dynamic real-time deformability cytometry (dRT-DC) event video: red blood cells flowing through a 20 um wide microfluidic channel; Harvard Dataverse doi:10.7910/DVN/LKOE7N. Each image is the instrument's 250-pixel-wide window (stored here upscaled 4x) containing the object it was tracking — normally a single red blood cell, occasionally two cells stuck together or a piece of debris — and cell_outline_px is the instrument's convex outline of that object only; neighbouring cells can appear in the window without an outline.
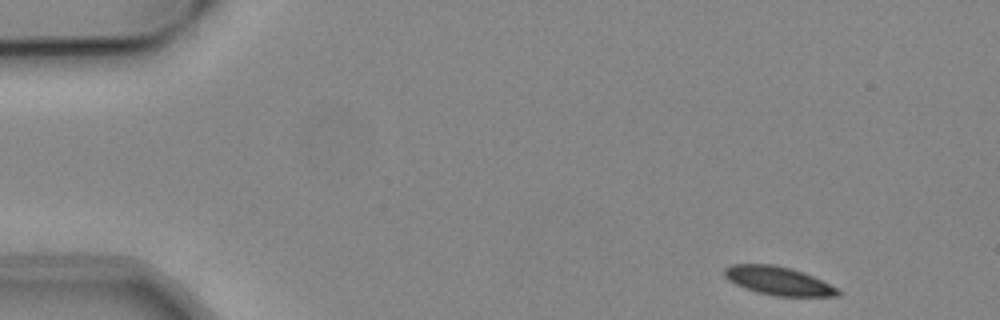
{"species": "common noctule bat (a hibernating species)", "species_latin": "Nyctalus noctula", "temperature_condition": "cold", "stored_images_in_passage": 51, "camera_frame_rate_fps": 3000, "um_per_image_px": 0.085, "animal": {"sex": "male", "body_mass_g": 19.2, "forearm_length_mm": 51.8}, "frame": {"image": 1, "passage_image": 1, "time_ms": 0.0, "image_size_px": [1000, 320], "cell_outline_px": [[840, 296], [776, 296], [756, 292], [744, 288], [728, 280], [724, 276], [724, 268], [732, 264], [772, 264], [792, 268], [804, 272], [840, 288]], "centroid_in_image_um": [66.18, 23.87], "position_along_channel_um": 18.8, "area_um2": 19.02}}
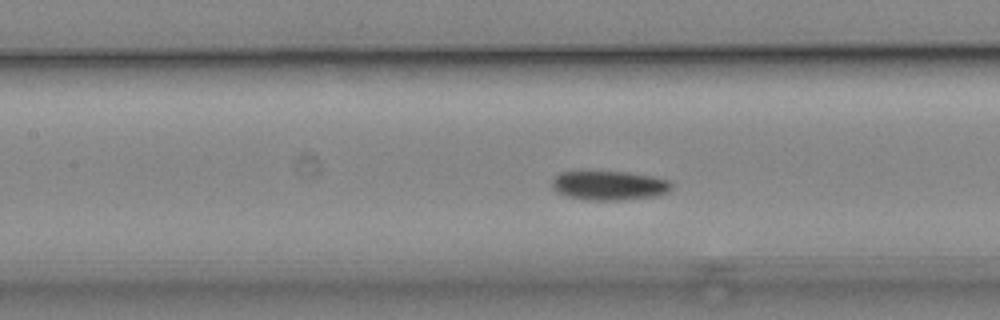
{"frame": {"image": 2, "passage_image": 20, "time_ms": 6.333, "image_size_px": [1000, 320], "cell_outline_px": [[672, 188], [656, 196], [620, 200], [584, 200], [568, 196], [556, 192], [552, 188], [552, 180], [560, 172], [628, 172], [652, 176], [668, 180], [672, 184]], "centroid_in_image_um": [51.76, 15.77], "position_along_channel_um": 155.6, "area_um2": 20.23}}
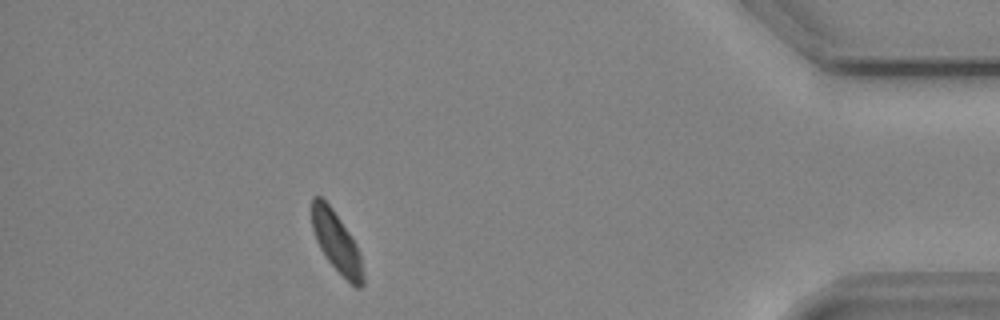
{"frame": {"image": 3, "passage_image": 44, "time_ms": 14.333, "image_size_px": [1000, 320], "cell_outline_px": [[364, 284], [360, 288], [356, 288], [328, 260], [320, 248], [316, 240], [312, 228], [312, 196], [320, 196], [332, 208], [356, 244], [360, 252], [364, 272]], "centroid_in_image_um": [28.62, 20.59], "position_along_channel_um": 406.6, "area_um2": 17.74}, "authors_computed_cell_mechanics": {"area_um2": 19.5942, "velocity_mm_per_s": 3.7765, "shape_relaxation_time_tau1_ms": 1.6303, "shape_relaxation_time_tau2_ms": null, "deformation_change_tau1": 0.0801, "deformation_change_tau2": null}}